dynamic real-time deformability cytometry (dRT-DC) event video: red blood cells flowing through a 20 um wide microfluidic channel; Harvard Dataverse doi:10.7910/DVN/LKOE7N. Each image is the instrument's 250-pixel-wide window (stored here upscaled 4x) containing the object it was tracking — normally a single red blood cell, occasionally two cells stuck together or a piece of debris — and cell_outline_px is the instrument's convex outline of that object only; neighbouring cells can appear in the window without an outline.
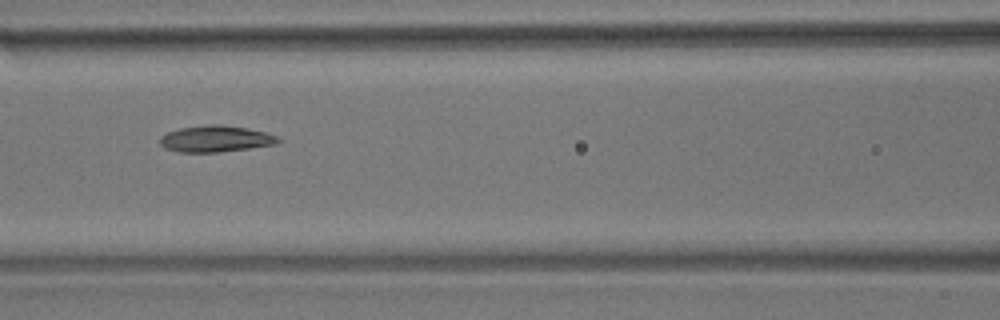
{"species": "common noctule bat (a hibernating species)", "species_latin": "Nyctalus noctula", "temperature_condition": "room temperature", "stored_images_in_passage": 9, "camera_frame_rate_fps": 3000, "um_per_image_px": 0.085, "animal": {"sex": "male", "body_mass_g": 17.9}, "frame": {"image": 1, "passage_image": 6, "time_ms": 5.667, "image_size_px": [1000, 320], "cell_outline_px": [[280, 140], [276, 144], [220, 152], [176, 152], [164, 148], [160, 144], [160, 136], [168, 132], [180, 128], [208, 124], [220, 124], [248, 128], [264, 132], [276, 136]], "centroid_in_image_um": [18.28, 11.8], "position_along_channel_um": 148.3, "area_um2": 18.15}}
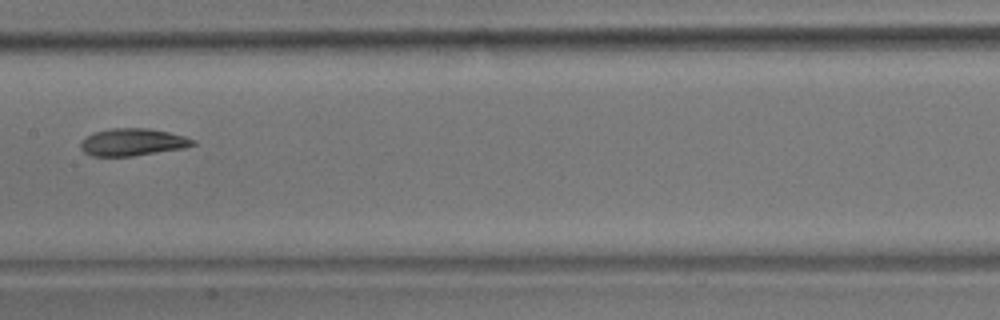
{"frame": {"image": 2, "passage_image": 7, "time_ms": 7.0, "image_size_px": [1000, 320], "cell_outline_px": [[196, 144], [184, 148], [132, 156], [92, 156], [84, 152], [80, 148], [80, 144], [92, 132], [112, 128], [148, 128], [168, 132], [184, 136], [196, 140]], "centroid_in_image_um": [11.28, 12.08], "position_along_channel_um": 196.1, "area_um2": 17.8}}